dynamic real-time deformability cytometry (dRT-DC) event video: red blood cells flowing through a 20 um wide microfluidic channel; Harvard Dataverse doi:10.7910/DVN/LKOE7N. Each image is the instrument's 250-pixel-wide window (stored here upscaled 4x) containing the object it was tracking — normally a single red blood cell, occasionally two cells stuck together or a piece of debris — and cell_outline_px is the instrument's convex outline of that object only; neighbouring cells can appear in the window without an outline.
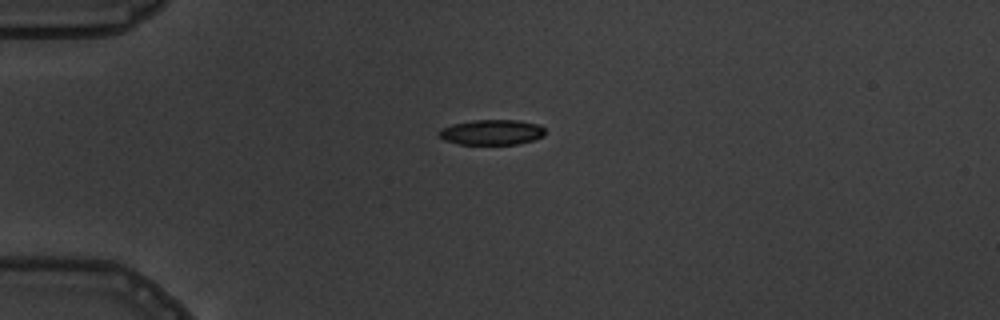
{"species": "common noctule bat (a hibernating species)", "species_latin": "Nyctalus noctula", "temperature_condition": "warm", "stored_images_in_passage": 2, "camera_frame_rate_fps": 3000, "um_per_image_px": 0.085, "animal": {"sex": "male", "body_mass_g": 19.5, "forearm_length_mm": 54.6}, "frame": {"image": 1, "passage_image": 1, "time_ms": 0.0, "image_size_px": [1000, 320], "cell_outline_px": [[544, 136], [532, 140], [516, 144], [460, 144], [444, 140], [436, 132], [440, 128], [452, 124], [476, 120], [516, 120], [540, 124], [544, 128]], "centroid_in_image_um": [41.78, 11.23], "position_along_channel_um": 43.2, "area_um2": 15.61}}